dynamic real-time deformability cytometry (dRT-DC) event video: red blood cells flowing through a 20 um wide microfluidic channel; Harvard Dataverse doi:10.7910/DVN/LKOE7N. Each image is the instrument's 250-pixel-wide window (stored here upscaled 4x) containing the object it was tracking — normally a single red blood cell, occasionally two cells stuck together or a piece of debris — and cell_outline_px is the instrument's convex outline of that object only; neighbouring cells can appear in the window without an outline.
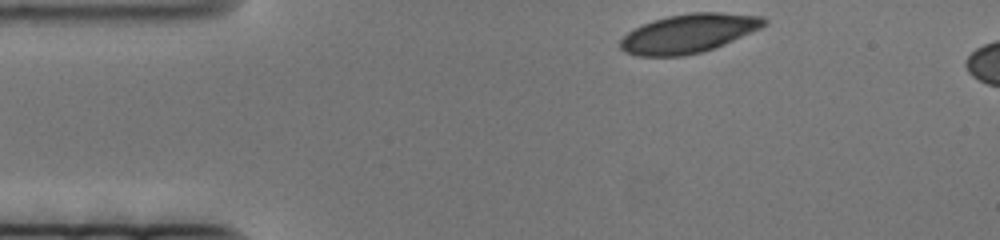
{"species": "human", "species_latin": "Homo sapiens", "temperature_condition": "cold", "stored_images_in_passage": 8, "camera_frame_rate_fps": 3000, "um_per_image_px": 0.085, "donor": {"sex": "female"}, "frame": {"image": 1, "passage_image": 1, "time_ms": 0.0, "image_size_px": [1000, 240], "cell_outline_px": [[768, 24], [760, 28], [724, 44], [700, 52], [684, 56], [636, 56], [624, 52], [620, 48], [620, 40], [628, 32], [652, 20], [668, 16], [692, 12], [720, 12], [764, 16], [768, 20]], "centroid_in_image_um": [58.54, 2.83], "position_along_channel_um": 26.5, "area_um2": 32.48}}